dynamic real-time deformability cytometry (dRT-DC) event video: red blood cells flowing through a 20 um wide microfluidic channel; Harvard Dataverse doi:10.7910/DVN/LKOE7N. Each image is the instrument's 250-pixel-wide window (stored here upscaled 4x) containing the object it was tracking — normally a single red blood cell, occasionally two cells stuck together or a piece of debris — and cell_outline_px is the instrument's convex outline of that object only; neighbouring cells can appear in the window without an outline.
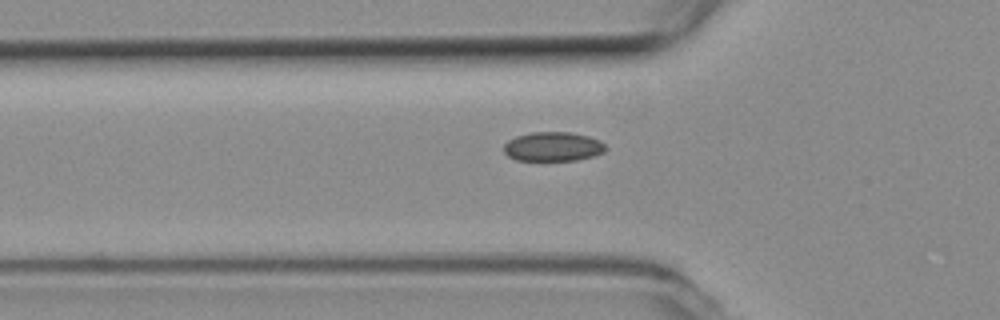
{"species": "common noctule bat (a hibernating species)", "species_latin": "Nyctalus noctula", "temperature_condition": "room temperature", "stored_images_in_passage": 29, "camera_frame_rate_fps": 3000, "um_per_image_px": 0.085, "animal": {"sex": "female", "body_mass_g": 19.3, "forearm_length_mm": 54.1}, "frame": {"image": 1, "passage_image": 8, "time_ms": 2.333, "image_size_px": [1000, 320], "cell_outline_px": [[608, 148], [604, 152], [592, 156], [576, 160], [516, 160], [508, 156], [504, 152], [504, 144], [508, 140], [516, 136], [532, 132], [572, 132], [588, 136], [600, 140]], "centroid_in_image_um": [47.01, 12.45], "position_along_channel_um": 78.8, "area_um2": 17.4}}
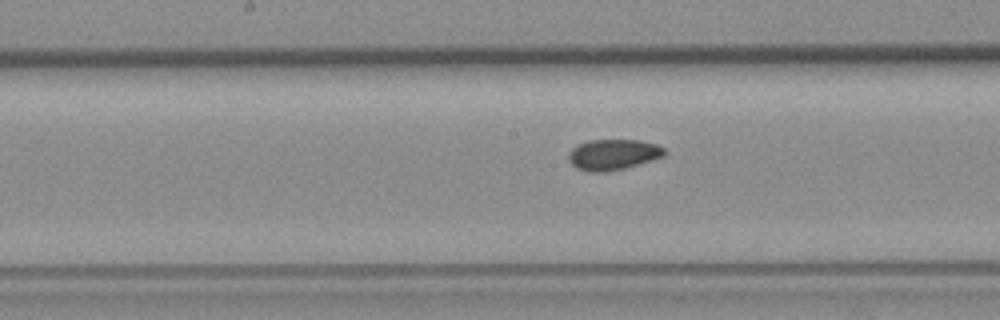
{"frame": {"image": 2, "passage_image": 17, "time_ms": 5.333, "image_size_px": [1000, 320], "cell_outline_px": [[668, 152], [664, 156], [652, 160], [624, 168], [604, 172], [588, 172], [576, 168], [568, 160], [568, 152], [572, 148], [588, 140], [640, 140], [656, 144], [664, 148]], "centroid_in_image_um": [52.11, 13.14], "position_along_channel_um": 196.1, "area_um2": 17.22}}
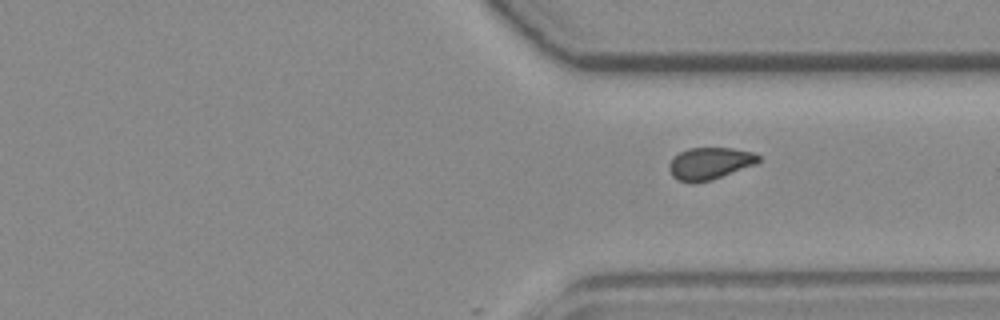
{"frame": {"image": 3, "passage_image": 29, "time_ms": 9.333, "image_size_px": [1000, 320], "cell_outline_px": [[760, 160], [756, 164], [712, 180], [692, 184], [676, 180], [672, 176], [668, 168], [668, 164], [680, 152], [688, 148], [732, 148], [752, 152], [760, 156]], "centroid_in_image_um": [60.31, 13.91], "position_along_channel_um": 351.1, "area_um2": 16.82}}